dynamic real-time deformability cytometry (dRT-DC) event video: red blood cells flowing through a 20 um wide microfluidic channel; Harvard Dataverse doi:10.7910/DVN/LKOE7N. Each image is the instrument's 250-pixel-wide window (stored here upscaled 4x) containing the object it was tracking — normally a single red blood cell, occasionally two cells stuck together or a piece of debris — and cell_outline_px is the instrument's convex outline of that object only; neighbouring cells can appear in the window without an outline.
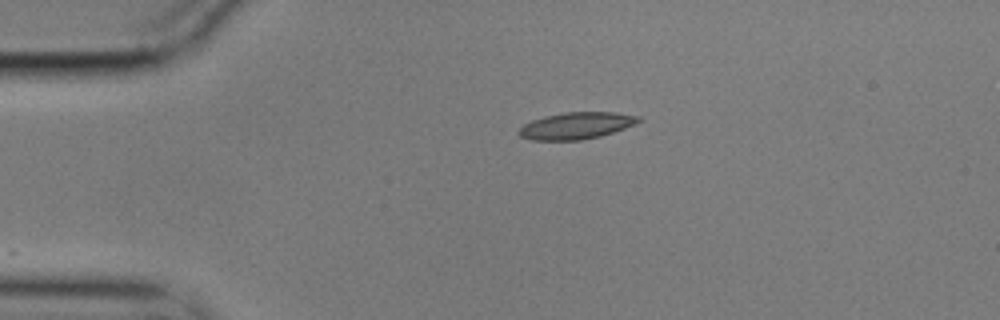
{"species": "common noctule bat (a hibernating species)", "species_latin": "Nyctalus noctula", "temperature_condition": "cold", "stored_images_in_passage": 21, "camera_frame_rate_fps": 3000, "um_per_image_px": 0.085, "animal": {"sex": "male", "body_mass_g": 17.9}, "frame": {"image": 1, "passage_image": 1, "time_ms": 0.0, "image_size_px": [1000, 320], "cell_outline_px": [[644, 120], [624, 128], [600, 136], [580, 140], [532, 140], [520, 136], [516, 132], [524, 124], [532, 120], [544, 116], [564, 112], [616, 112], [640, 116]], "centroid_in_image_um": [48.98, 10.67], "position_along_channel_um": 36.0, "area_um2": 18.73}}
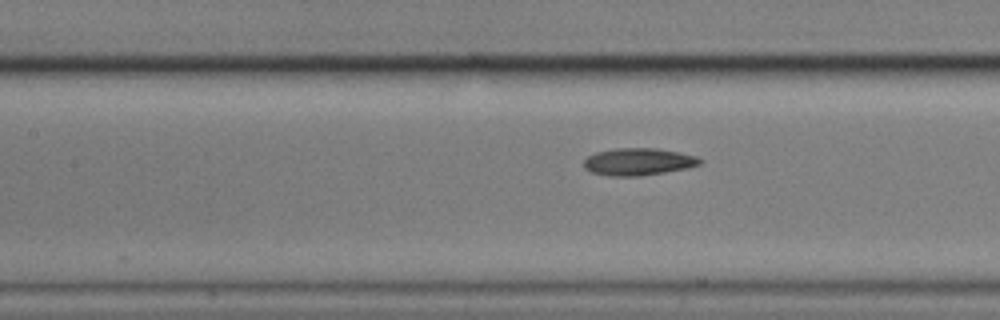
{"frame": {"image": 2, "passage_image": 14, "time_ms": 4.333, "image_size_px": [1000, 320], "cell_outline_px": [[704, 160], [700, 164], [688, 168], [640, 176], [608, 176], [592, 172], [584, 168], [584, 160], [588, 156], [596, 152], [616, 148], [656, 148], [680, 152], [696, 156]], "centroid_in_image_um": [54.27, 13.74], "position_along_channel_um": 153.1, "area_um2": 18.5}}
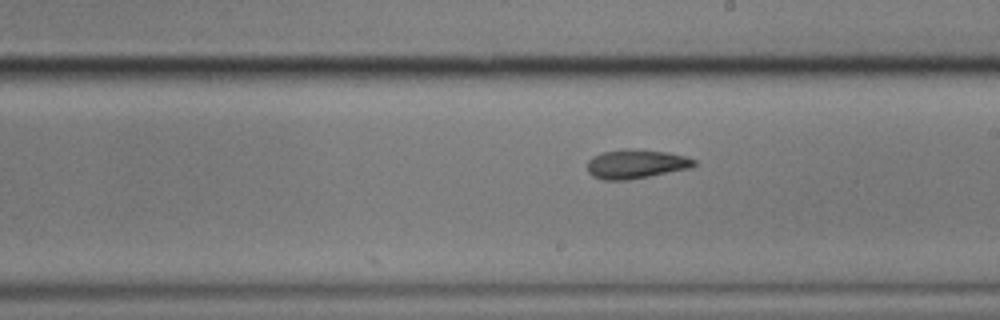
{"frame": {"image": 3, "passage_image": 21, "time_ms": 6.667, "image_size_px": [1000, 320], "cell_outline_px": [[696, 164], [688, 168], [628, 180], [604, 180], [592, 176], [588, 172], [588, 160], [592, 156], [604, 152], [624, 148], [628, 148], [668, 152], [684, 156], [696, 160]], "centroid_in_image_um": [54.02, 13.93], "position_along_channel_um": 235.0, "area_um2": 17.98}}